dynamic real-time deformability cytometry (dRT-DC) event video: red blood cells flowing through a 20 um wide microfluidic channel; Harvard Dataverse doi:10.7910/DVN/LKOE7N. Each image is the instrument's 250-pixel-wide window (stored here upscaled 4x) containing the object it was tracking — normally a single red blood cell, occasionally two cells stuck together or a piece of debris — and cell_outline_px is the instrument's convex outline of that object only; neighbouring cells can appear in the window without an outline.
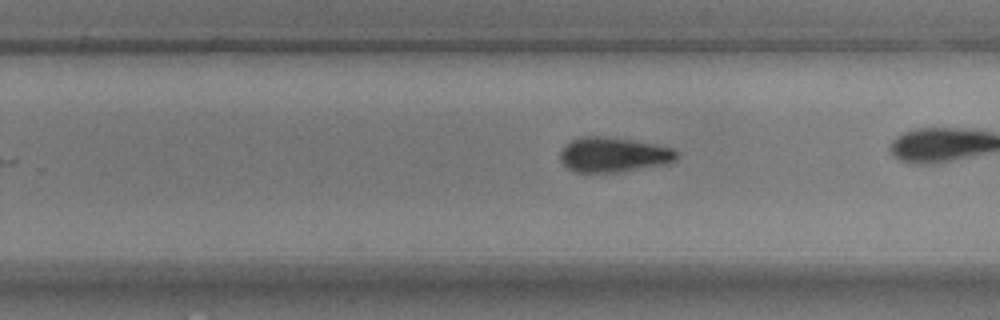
{"species": "common noctule bat (a hibernating species)", "species_latin": "Nyctalus noctula", "temperature_condition": "warm", "stored_images_in_passage": 30, "camera_frame_rate_fps": 3000, "um_per_image_px": 0.085, "animal": {"sex": "male", "body_mass_g": 17.9, "forearm_length_mm": 54.2}, "frame": {"image": 1, "passage_image": 20, "time_ms": 6.333, "image_size_px": [1000, 320], "cell_outline_px": [[680, 152], [676, 160], [668, 164], [616, 172], [576, 172], [568, 168], [560, 160], [560, 152], [572, 140], [584, 136], [600, 136], [632, 140], [676, 148]], "centroid_in_image_um": [52.21, 13.15], "position_along_channel_um": 277.6, "area_um2": 23.64}, "authors_computed_cell_mechanics": {"area_um2": 23.8136, "velocity_mm_per_s": 3.7798, "shape_relaxation_time_tau1_ms": 4.3044, "shape_relaxation_time_tau2_ms": 9.722, "deformation_change_tau1": 0.1548, "deformation_change_tau2": 0.2034}}